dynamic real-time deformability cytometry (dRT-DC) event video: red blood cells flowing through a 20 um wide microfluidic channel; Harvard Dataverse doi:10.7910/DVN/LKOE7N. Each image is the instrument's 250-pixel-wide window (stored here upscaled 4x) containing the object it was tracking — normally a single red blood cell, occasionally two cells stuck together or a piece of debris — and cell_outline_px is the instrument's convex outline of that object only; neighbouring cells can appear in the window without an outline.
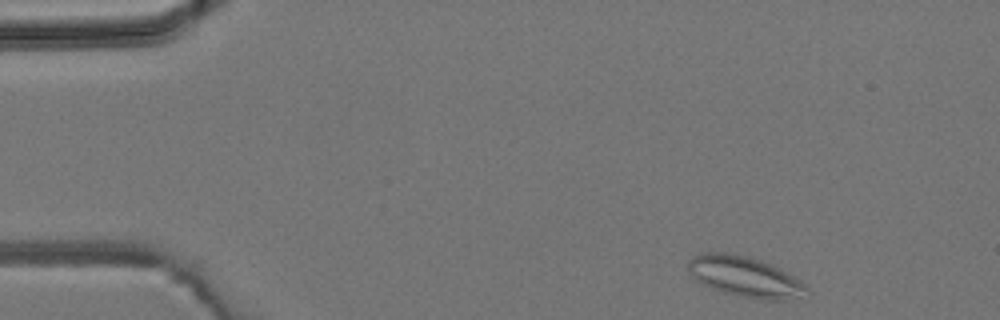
{"species": "common noctule bat (a hibernating species)", "species_latin": "Nyctalus noctula", "temperature_condition": "room temperature", "stored_images_in_passage": 5, "camera_frame_rate_fps": 3000, "um_per_image_px": 0.085, "animal": {"sex": "male", "body_mass_g": 19.2, "forearm_length_mm": 51.8}, "frame": {"image": 1, "passage_image": 1, "time_ms": 0.0, "image_size_px": [1000, 320], "cell_outline_px": [[808, 288], [796, 296], [784, 300], [768, 300], [736, 296], [712, 288], [696, 280], [692, 276], [688, 268], [688, 260], [692, 256], [700, 252], [724, 252], [752, 256], [772, 264], [780, 268], [804, 284]], "centroid_in_image_um": [63.23, 23.48], "position_along_channel_um": 21.8, "area_um2": 27.8}}
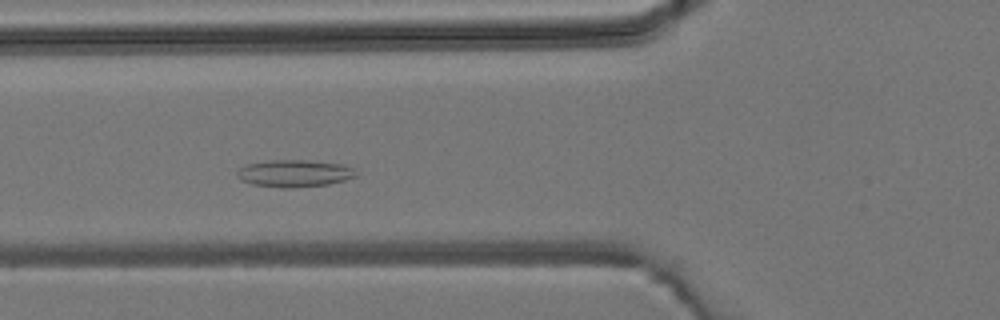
{"frame": {"image": 2, "passage_image": 4, "time_ms": 4.0, "image_size_px": [1000, 320], "cell_outline_px": [[356, 176], [344, 180], [328, 184], [292, 188], [280, 188], [252, 184], [240, 180], [236, 176], [236, 172], [240, 168], [248, 164], [268, 160], [308, 160], [340, 164], [352, 168]], "centroid_in_image_um": [24.96, 14.74], "position_along_channel_um": 100.8, "area_um2": 18.73}}
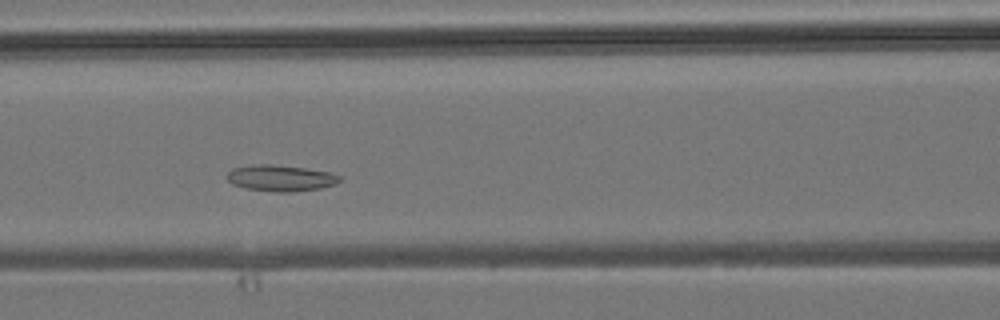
{"frame": {"image": 3, "passage_image": 5, "time_ms": 5.0, "image_size_px": [1000, 320], "cell_outline_px": [[344, 176], [336, 184], [320, 188], [292, 192], [276, 192], [244, 188], [232, 184], [228, 180], [228, 172], [232, 168], [252, 164], [272, 164], [304, 168], [332, 172]], "centroid_in_image_um": [23.88, 15.13], "position_along_channel_um": 142.7, "area_um2": 17.4}}